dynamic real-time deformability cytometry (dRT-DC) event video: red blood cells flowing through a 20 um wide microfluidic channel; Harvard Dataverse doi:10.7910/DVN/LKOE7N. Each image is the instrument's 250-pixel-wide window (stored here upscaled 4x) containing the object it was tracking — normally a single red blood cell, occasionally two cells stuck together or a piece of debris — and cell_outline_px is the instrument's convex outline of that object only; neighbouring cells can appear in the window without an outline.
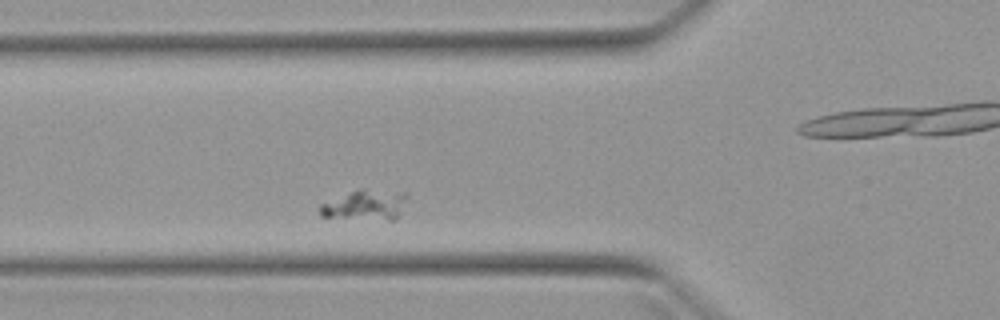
{"species": "Egyptian fruit bat (a non-hibernating species)", "species_latin": "Rousettus aegyptiacus", "temperature_condition": "warm", "stored_images_in_passage": 3, "camera_frame_rate_fps": 3000, "um_per_image_px": 0.085, "animal": {"sex": "female"}, "frame": {"image": 1, "passage_image": 2, "time_ms": 1.0, "image_size_px": [1000, 320], "cell_outline_px": [[408, 196], [396, 220], [388, 220], [320, 216], [320, 204], [356, 188], [364, 188], [408, 192]], "centroid_in_image_um": [31.09, 17.39], "position_along_channel_um": 94.7, "area_um2": 15.61}}